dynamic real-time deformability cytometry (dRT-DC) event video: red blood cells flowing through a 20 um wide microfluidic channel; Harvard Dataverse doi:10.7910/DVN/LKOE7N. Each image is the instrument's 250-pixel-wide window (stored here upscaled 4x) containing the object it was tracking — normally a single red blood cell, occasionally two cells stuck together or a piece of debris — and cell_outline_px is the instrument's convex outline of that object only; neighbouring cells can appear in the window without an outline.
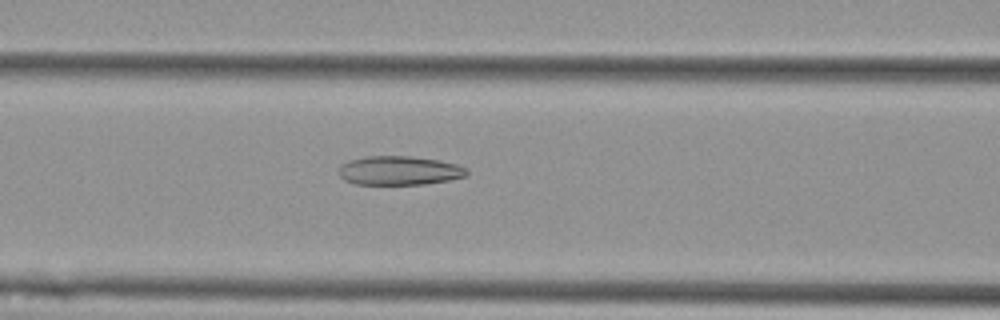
{"species": "Egyptian fruit bat (a non-hibernating species)", "species_latin": "Rousettus aegyptiacus", "temperature_condition": "cold", "stored_images_in_passage": 42, "camera_frame_rate_fps": 3000, "um_per_image_px": 0.085, "animal": {"sex": "female"}, "frame": {"image": 1, "passage_image": 9, "time_ms": 2.667, "image_size_px": [1000, 320], "cell_outline_px": [[468, 176], [448, 180], [424, 184], [356, 184], [344, 180], [340, 176], [340, 164], [352, 160], [368, 156], [412, 156], [440, 160], [456, 164], [468, 168]], "centroid_in_image_um": [33.98, 14.49], "position_along_channel_um": 132.6, "area_um2": 21.62}}
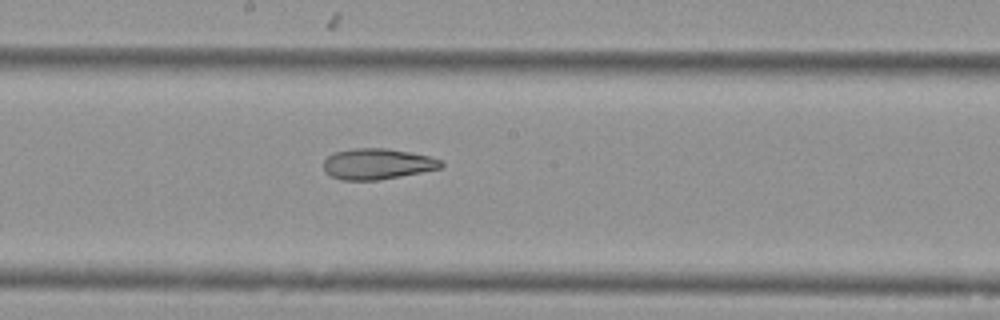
{"frame": {"image": 2, "passage_image": 16, "time_ms": 5.0, "image_size_px": [1000, 320], "cell_outline_px": [[444, 164], [440, 168], [380, 180], [340, 180], [324, 172], [324, 160], [328, 156], [336, 152], [352, 148], [388, 148], [412, 152], [428, 156], [440, 160]], "centroid_in_image_um": [32.05, 13.93], "position_along_channel_um": 216.2, "area_um2": 21.1}}
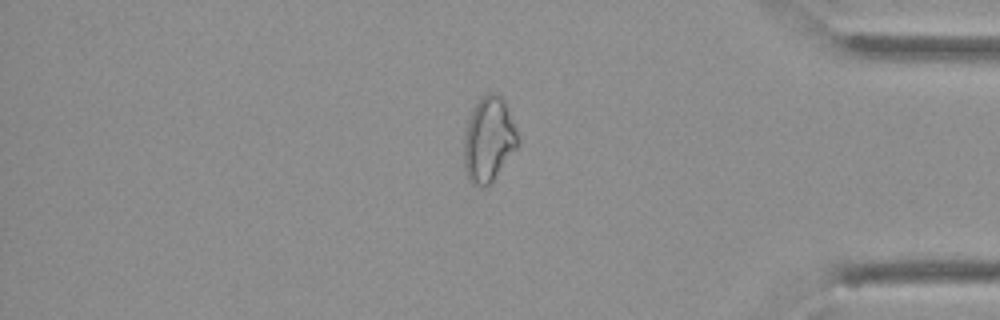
{"frame": {"image": 3, "passage_image": 33, "time_ms": 10.667, "image_size_px": [1000, 320], "cell_outline_px": [[520, 144], [492, 180], [484, 188], [472, 184], [468, 180], [464, 168], [464, 136], [468, 120], [472, 108], [480, 96], [488, 92], [496, 92], [504, 100], [520, 140]], "centroid_in_image_um": [41.52, 11.84], "position_along_channel_um": 393.7, "area_um2": 26.76}, "authors_computed_cell_mechanics": {"area_um2": 23.1489, "velocity_mm_per_s": 3.5937, "shape_relaxation_time_tau1_ms": null, "shape_relaxation_time_tau2_ms": 4.7221, "deformation_change_tau1": null, "deformation_change_tau2": 0.1087}}